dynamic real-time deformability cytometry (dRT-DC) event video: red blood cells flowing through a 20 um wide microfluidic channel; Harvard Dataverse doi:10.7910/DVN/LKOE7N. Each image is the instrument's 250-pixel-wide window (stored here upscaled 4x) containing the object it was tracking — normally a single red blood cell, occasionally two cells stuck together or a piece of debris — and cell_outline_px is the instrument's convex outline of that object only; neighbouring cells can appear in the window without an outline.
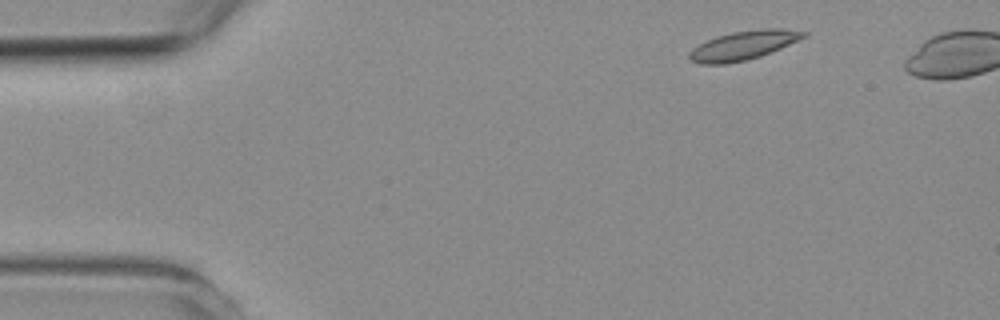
{"species": "common noctule bat (a hibernating species)", "species_latin": "Nyctalus noctula", "temperature_condition": "room temperature", "stored_images_in_passage": 4, "camera_frame_rate_fps": 3000, "um_per_image_px": 0.085, "animal": {"sex": "female", "body_mass_g": 19.3, "forearm_length_mm": 54.1}, "frame": {"image": 1, "passage_image": 1, "time_ms": 0.0, "image_size_px": [1000, 320], "cell_outline_px": [[808, 32], [804, 36], [780, 48], [760, 56], [744, 60], [724, 64], [700, 64], [692, 60], [688, 56], [688, 52], [692, 48], [708, 40], [732, 32], [764, 28], [780, 28]], "centroid_in_image_um": [63.15, 3.85], "position_along_channel_um": 21.9, "area_um2": 18.79}}